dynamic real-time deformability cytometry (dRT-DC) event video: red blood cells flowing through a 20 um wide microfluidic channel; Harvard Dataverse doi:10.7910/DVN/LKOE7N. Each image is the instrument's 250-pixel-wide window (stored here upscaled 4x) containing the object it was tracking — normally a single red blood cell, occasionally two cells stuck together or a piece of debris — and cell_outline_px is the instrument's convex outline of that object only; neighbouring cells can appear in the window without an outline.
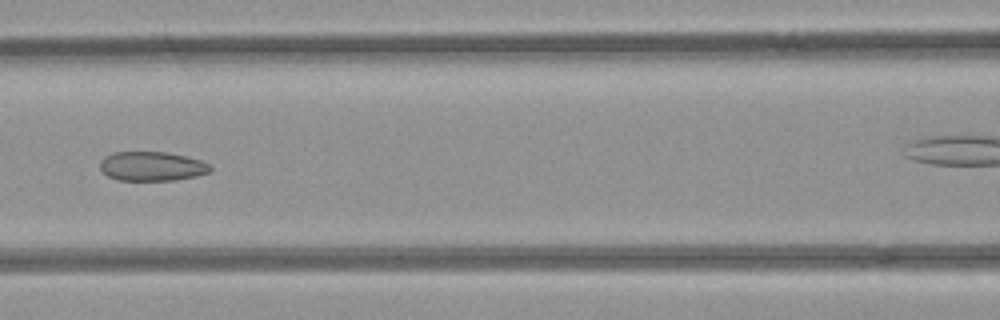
{"species": "common noctule bat (a hibernating species)", "species_latin": "Nyctalus noctula", "temperature_condition": "room temperature", "stored_images_in_passage": 7, "camera_frame_rate_fps": 3000, "um_per_image_px": 0.085, "animal": {"sex": "female", "body_mass_g": 21.9}, "frame": {"image": 1, "passage_image": 7, "time_ms": 2.0, "image_size_px": [1000, 320], "cell_outline_px": [[212, 168], [208, 172], [196, 176], [176, 180], [120, 180], [108, 176], [100, 168], [100, 160], [104, 156], [112, 152], [168, 152], [200, 160], [212, 164]], "centroid_in_image_um": [12.91, 14.12], "position_along_channel_um": 153.7, "area_um2": 18.84}}